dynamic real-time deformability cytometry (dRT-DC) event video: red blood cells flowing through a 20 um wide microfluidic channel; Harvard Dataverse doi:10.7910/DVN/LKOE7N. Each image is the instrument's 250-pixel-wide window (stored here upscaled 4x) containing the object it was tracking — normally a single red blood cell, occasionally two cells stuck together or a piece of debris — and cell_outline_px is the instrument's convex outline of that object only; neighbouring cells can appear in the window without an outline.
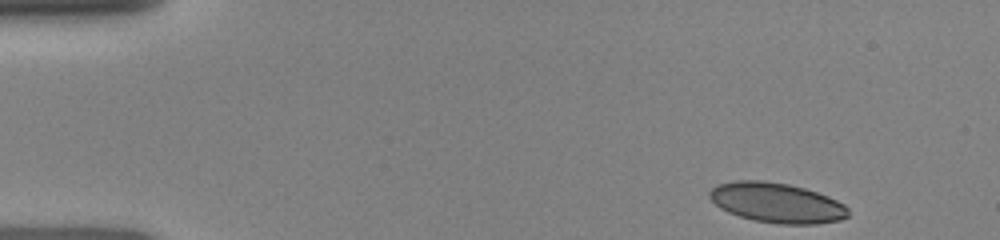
{"species": "human", "species_latin": "Homo sapiens", "temperature_condition": "room temperature", "stored_images_in_passage": 14, "camera_frame_rate_fps": 3000, "um_per_image_px": 0.085, "donor": {"sex": "female"}, "frame": {"image": 1, "passage_image": 1, "time_ms": 0.0, "image_size_px": [1000, 240], "cell_outline_px": [[848, 216], [840, 220], [816, 224], [780, 224], [752, 220], [728, 212], [720, 208], [708, 196], [708, 192], [716, 184], [736, 180], [764, 180], [788, 184], [804, 188], [828, 196], [844, 204], [848, 208]], "centroid_in_image_um": [66.0, 17.23], "position_along_channel_um": 19.0, "area_um2": 32.37}}